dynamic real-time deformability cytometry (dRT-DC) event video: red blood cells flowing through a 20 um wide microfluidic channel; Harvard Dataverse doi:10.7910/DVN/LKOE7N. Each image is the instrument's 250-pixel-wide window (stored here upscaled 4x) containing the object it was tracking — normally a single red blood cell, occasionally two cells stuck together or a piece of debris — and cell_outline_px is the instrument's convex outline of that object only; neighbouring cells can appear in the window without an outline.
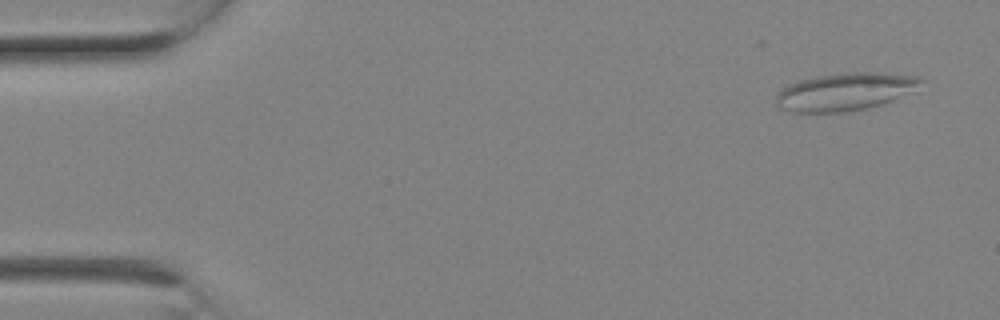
{"species": "Egyptian fruit bat (a non-hibernating species)", "species_latin": "Rousettus aegyptiacus", "temperature_condition": "room temperature", "stored_images_in_passage": 2, "camera_frame_rate_fps": 3000, "um_per_image_px": 0.085, "animal": {"sex": "female"}, "frame": {"image": 1, "passage_image": 1, "time_ms": 0.0, "image_size_px": [1000, 320], "cell_outline_px": [[928, 80], [912, 92], [892, 100], [880, 104], [864, 108], [844, 112], [792, 112], [780, 108], [776, 104], [776, 96], [784, 88], [800, 80], [816, 76], [844, 72], [884, 72], [920, 76]], "centroid_in_image_um": [71.92, 7.77], "position_along_channel_um": 13.1, "area_um2": 31.91}}